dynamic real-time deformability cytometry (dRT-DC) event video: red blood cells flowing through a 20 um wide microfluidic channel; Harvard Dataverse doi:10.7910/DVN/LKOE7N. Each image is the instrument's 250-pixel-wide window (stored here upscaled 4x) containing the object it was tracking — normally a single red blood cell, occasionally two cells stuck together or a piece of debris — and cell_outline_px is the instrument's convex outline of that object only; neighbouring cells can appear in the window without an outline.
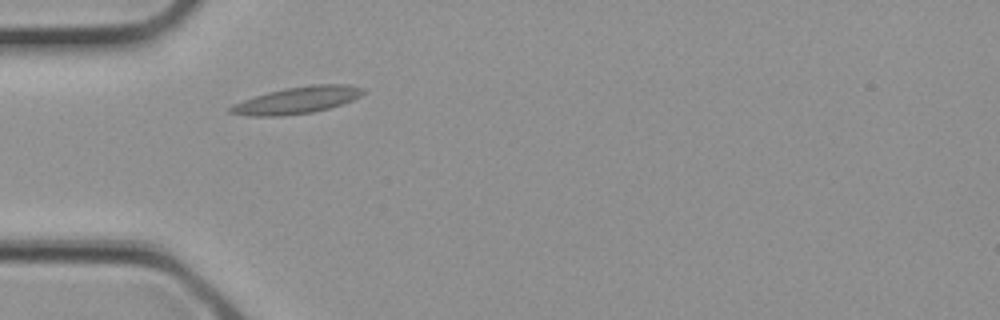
{"species": "common noctule bat (a hibernating species)", "species_latin": "Nyctalus noctula", "temperature_condition": "cold", "stored_images_in_passage": 4, "camera_frame_rate_fps": 3000, "um_per_image_px": 0.085, "animal": {"sex": "female", "body_mass_g": 21.9}, "frame": {"image": 1, "passage_image": 4, "time_ms": 1.0, "image_size_px": [1000, 320], "cell_outline_px": [[364, 92], [360, 96], [352, 100], [328, 108], [312, 112], [284, 116], [248, 116], [228, 112], [228, 108], [232, 104], [268, 92], [284, 88], [312, 84], [348, 84], [364, 88]], "centroid_in_image_um": [25.24, 8.51], "position_along_channel_um": 59.8, "area_um2": 20.69}}